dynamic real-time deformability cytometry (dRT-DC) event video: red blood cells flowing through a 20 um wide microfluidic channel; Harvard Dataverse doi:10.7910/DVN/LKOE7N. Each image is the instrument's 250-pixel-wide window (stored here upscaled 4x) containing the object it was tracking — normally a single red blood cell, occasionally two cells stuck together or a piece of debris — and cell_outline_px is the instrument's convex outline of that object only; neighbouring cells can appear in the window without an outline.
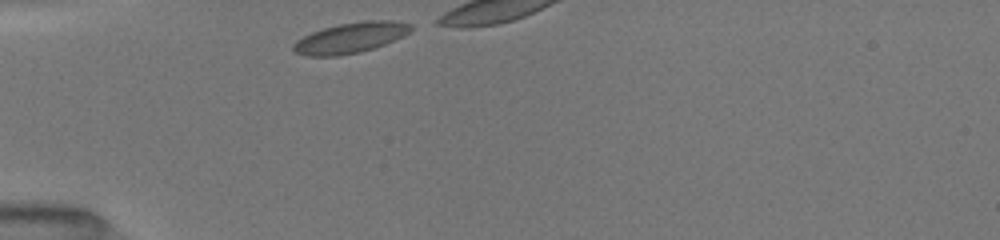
{"species": "common noctule bat (a hibernating species)", "species_latin": "Nyctalus noctula", "temperature_condition": "room temperature", "stored_images_in_passage": 9, "camera_frame_rate_fps": 3000, "um_per_image_px": 0.085, "animal": {"sex": "female", "body_mass_g": 19.5, "forearm_length_mm": 54.1}, "frame": {"image": 1, "passage_image": 1, "time_ms": 0.0, "image_size_px": [1000, 240], "cell_outline_px": [[412, 28], [404, 36], [384, 44], [360, 52], [336, 56], [308, 56], [292, 52], [292, 44], [296, 40], [312, 32], [324, 28], [340, 24], [364, 20], [392, 20], [412, 24]], "centroid_in_image_um": [29.77, 3.21], "position_along_channel_um": 55.2, "area_um2": 20.87}}
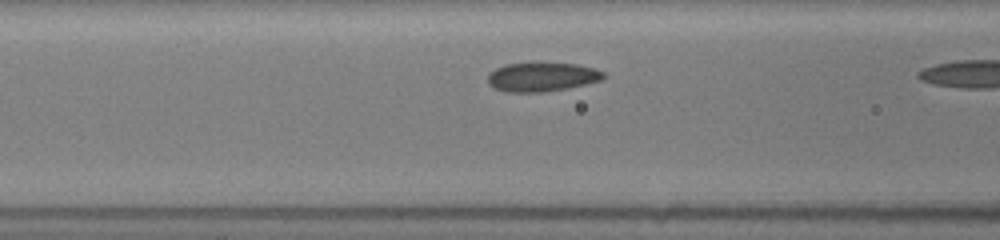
{"frame": {"image": 2, "passage_image": 7, "time_ms": 2.0, "image_size_px": [1000, 240], "cell_outline_px": [[604, 80], [568, 88], [544, 92], [504, 92], [492, 88], [488, 84], [488, 72], [504, 64], [576, 64], [596, 68], [604, 72]], "centroid_in_image_um": [46.05, 6.56], "position_along_channel_um": 120.5, "area_um2": 19.59}}